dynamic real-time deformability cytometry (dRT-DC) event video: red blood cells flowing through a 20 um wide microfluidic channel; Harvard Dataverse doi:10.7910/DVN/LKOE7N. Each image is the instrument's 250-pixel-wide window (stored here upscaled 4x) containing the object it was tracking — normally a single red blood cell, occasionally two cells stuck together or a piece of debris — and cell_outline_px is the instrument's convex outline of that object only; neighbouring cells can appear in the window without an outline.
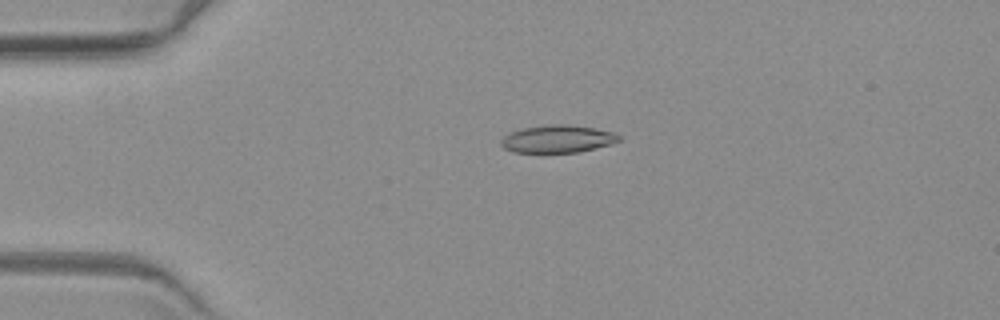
{"species": "common noctule bat (a hibernating species)", "species_latin": "Nyctalus noctula", "temperature_condition": "warm", "stored_images_in_passage": 5, "camera_frame_rate_fps": 3000, "um_per_image_px": 0.085, "animal": {"sex": "female", "body_mass_g": 19.3, "forearm_length_mm": 54.1}, "frame": {"image": 1, "passage_image": 4, "time_ms": 3.333, "image_size_px": [1000, 320], "cell_outline_px": [[620, 140], [596, 148], [580, 152], [512, 152], [504, 148], [500, 144], [500, 140], [508, 132], [520, 128], [548, 124], [568, 124], [596, 128], [612, 132], [620, 136]], "centroid_in_image_um": [47.34, 11.79], "position_along_channel_um": 37.7, "area_um2": 19.07}}